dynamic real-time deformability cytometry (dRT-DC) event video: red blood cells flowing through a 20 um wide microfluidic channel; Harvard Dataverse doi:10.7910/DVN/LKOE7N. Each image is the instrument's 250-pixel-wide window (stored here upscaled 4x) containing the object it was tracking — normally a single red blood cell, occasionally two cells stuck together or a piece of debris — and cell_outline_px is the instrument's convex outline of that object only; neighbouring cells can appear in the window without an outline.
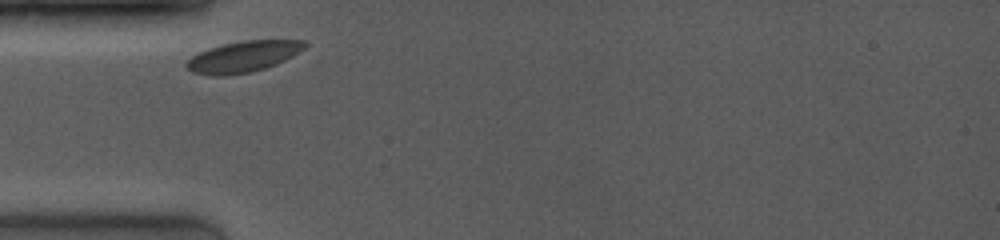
{"species": "common noctule bat (a hibernating species)", "species_latin": "Nyctalus noctula", "temperature_condition": "room temperature", "stored_images_in_passage": 13, "camera_frame_rate_fps": 4000, "um_per_image_px": 0.085, "animal": {"sex": "female", "body_mass_g": 19.0, "forearm_length_mm": 53.3}, "frame": {"image": 1, "passage_image": 1, "time_ms": 0.0, "image_size_px": [1000, 240], "cell_outline_px": [[308, 44], [304, 48], [292, 56], [276, 64], [252, 72], [224, 76], [212, 76], [192, 72], [184, 64], [192, 56], [208, 48], [224, 44], [244, 40], [304, 40]], "centroid_in_image_um": [20.66, 4.82], "position_along_channel_um": 64.3, "area_um2": 21.33}}
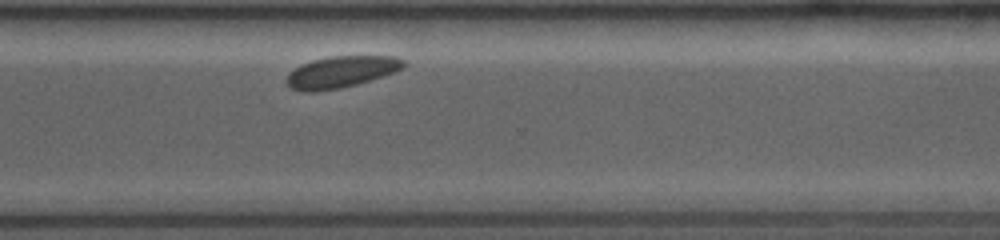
{"frame": {"image": 2, "passage_image": 10, "time_ms": 7.5, "image_size_px": [1000, 240], "cell_outline_px": [[404, 68], [396, 72], [356, 84], [340, 88], [312, 92], [304, 92], [292, 88], [284, 80], [288, 72], [300, 64], [312, 60], [328, 56], [396, 56], [404, 60]], "centroid_in_image_um": [28.97, 6.1], "position_along_channel_um": 341.6, "area_um2": 21.68}}
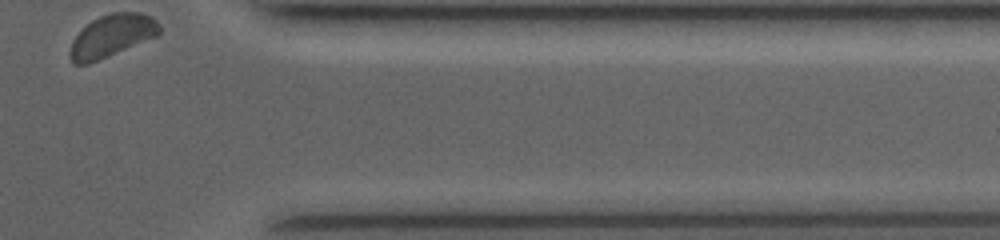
{"frame": {"image": 3, "passage_image": 13, "time_ms": 9.25, "image_size_px": [1000, 240], "cell_outline_px": [[160, 32], [156, 36], [88, 64], [72, 64], [68, 52], [72, 40], [92, 20], [100, 16], [112, 12], [140, 12], [152, 16], [160, 24]], "centroid_in_image_um": [9.5, 3.03], "position_along_channel_um": 401.9, "area_um2": 21.91}}